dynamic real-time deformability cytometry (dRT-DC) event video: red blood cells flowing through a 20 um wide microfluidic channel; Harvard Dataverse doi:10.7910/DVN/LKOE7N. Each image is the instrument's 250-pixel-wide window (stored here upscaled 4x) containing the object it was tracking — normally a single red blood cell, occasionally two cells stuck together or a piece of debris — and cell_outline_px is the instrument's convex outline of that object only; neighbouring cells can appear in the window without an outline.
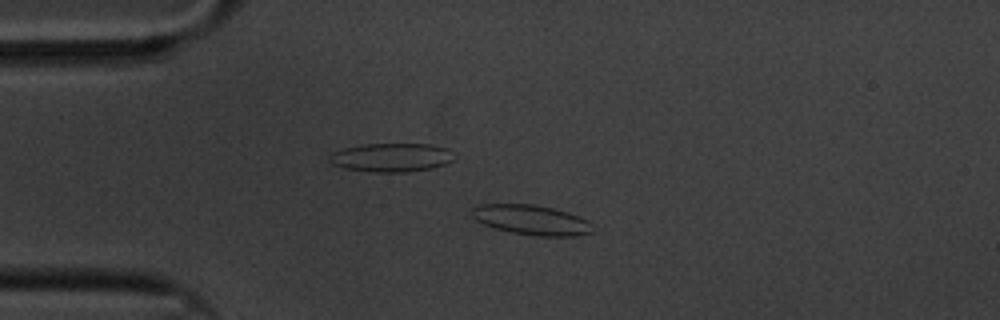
{"species": "common noctule bat (a hibernating species)", "species_latin": "Nyctalus noctula", "temperature_condition": "cold", "stored_images_in_passage": 59, "camera_frame_rate_fps": 3000, "um_per_image_px": 0.085, "animal": {"sex": "male", "body_mass_g": 20.1, "forearm_length_mm": 53.5}, "frame": {"image": 1, "passage_image": 13, "time_ms": 4.0, "image_size_px": [1000, 320], "cell_outline_px": [[592, 232], [580, 236], [536, 236], [512, 232], [496, 228], [484, 224], [476, 220], [472, 216], [472, 208], [480, 204], [532, 204], [552, 208], [568, 212], [588, 220], [592, 224]], "centroid_in_image_um": [45.2, 18.69], "position_along_channel_um": 39.8, "area_um2": 20.98}}
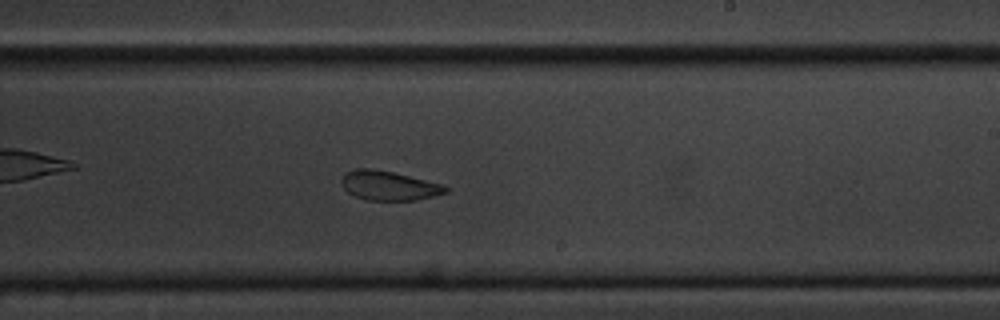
{"frame": {"image": 2, "passage_image": 35, "time_ms": 11.333, "image_size_px": [1000, 320], "cell_outline_px": [[448, 192], [416, 200], [368, 200], [356, 196], [348, 192], [344, 188], [340, 180], [344, 172], [356, 168], [372, 168], [392, 172], [444, 184], [448, 188]], "centroid_in_image_um": [33.03, 15.76], "position_along_channel_um": 256.0, "area_um2": 17.8}}
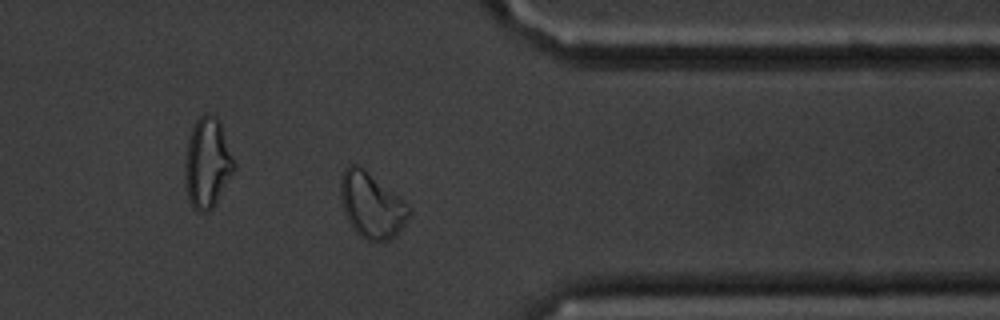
{"frame": {"image": 3, "passage_image": 47, "time_ms": 15.333, "image_size_px": [1000, 320], "cell_outline_px": [[412, 212], [404, 224], [388, 240], [364, 240], [356, 232], [348, 220], [344, 212], [340, 200], [340, 176], [344, 168], [348, 164], [356, 164], [364, 168], [404, 200], [412, 208]], "centroid_in_image_um": [31.56, 17.4], "position_along_channel_um": 379.8, "area_um2": 26.13}, "authors_computed_cell_mechanics": {"area_um2": 20.6924, "velocity_mm_per_s": 3.3027, "shape_relaxation_time_tau1_ms": 3.7893, "shape_relaxation_time_tau2_ms": 3.5636, "deformation_change_tau1": 0.1156, "deformation_change_tau2": 0.087}}